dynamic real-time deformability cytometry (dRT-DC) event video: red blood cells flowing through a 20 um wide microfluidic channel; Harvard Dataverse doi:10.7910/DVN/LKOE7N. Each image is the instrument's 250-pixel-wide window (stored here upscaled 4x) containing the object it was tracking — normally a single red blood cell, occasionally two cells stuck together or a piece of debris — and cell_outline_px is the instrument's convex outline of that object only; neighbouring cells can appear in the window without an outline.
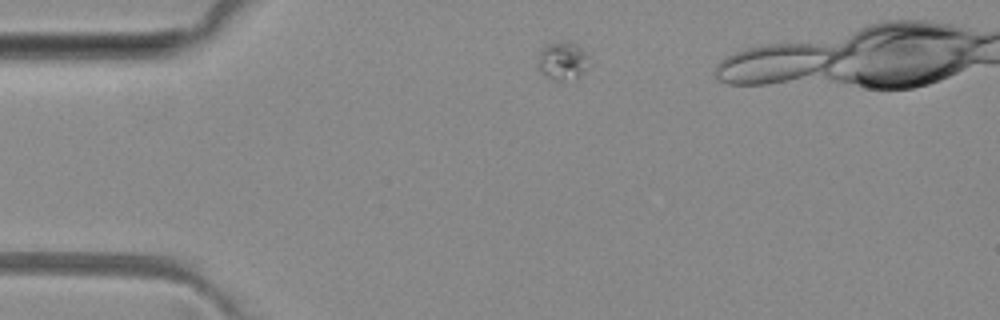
{"species": "common noctule bat (a hibernating species)", "species_latin": "Nyctalus noctula", "temperature_condition": "room temperature", "stored_images_in_passage": 3, "camera_frame_rate_fps": 3000, "um_per_image_px": 0.085, "animal": {"sex": "female", "body_mass_g": 29.2, "forearm_length_mm": 56.3}, "frame": {"image": 1, "passage_image": 1, "time_ms": 0.0, "image_size_px": [1000, 320], "cell_outline_px": [[592, 64], [576, 80], [552, 80], [544, 76], [536, 68], [536, 64], [540, 48], [548, 44], [560, 40], [576, 40], [584, 48]], "centroid_in_image_um": [47.85, 5.14], "position_along_channel_um": 37.1, "area_um2": 12.54}}